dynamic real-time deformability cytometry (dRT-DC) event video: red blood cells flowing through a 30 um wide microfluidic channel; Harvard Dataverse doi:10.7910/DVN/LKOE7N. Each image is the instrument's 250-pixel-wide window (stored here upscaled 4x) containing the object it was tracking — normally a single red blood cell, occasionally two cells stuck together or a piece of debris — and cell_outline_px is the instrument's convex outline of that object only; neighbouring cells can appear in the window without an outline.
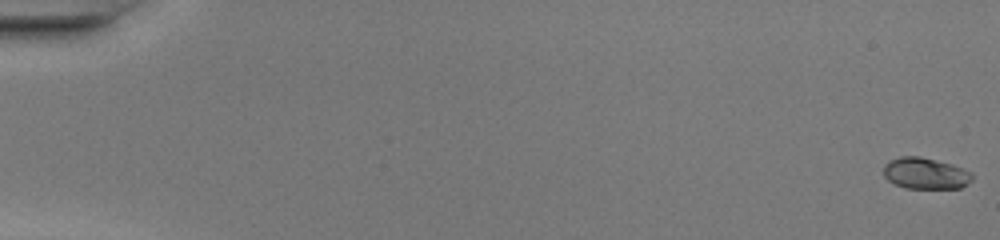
{"species": "common noctule bat (a hibernating species)", "species_latin": "Nyctalus noctula", "temperature_condition": "warm", "stored_images_in_passage": 50, "camera_frame_rate_fps": 3000, "um_per_image_px": 0.085, "animal": {"sex": "female", "body_mass_g": 20.0, "forearm_length_mm": 54.0}, "frame": {"image": 1, "passage_image": 1, "time_ms": 0.0, "image_size_px": [1000, 240], "cell_outline_px": [[972, 180], [968, 184], [960, 188], [904, 188], [888, 180], [884, 176], [884, 164], [888, 160], [900, 156], [920, 156], [952, 164], [964, 168], [972, 172]], "centroid_in_image_um": [78.67, 14.73], "position_along_channel_um": 6.3, "area_um2": 16.36}}
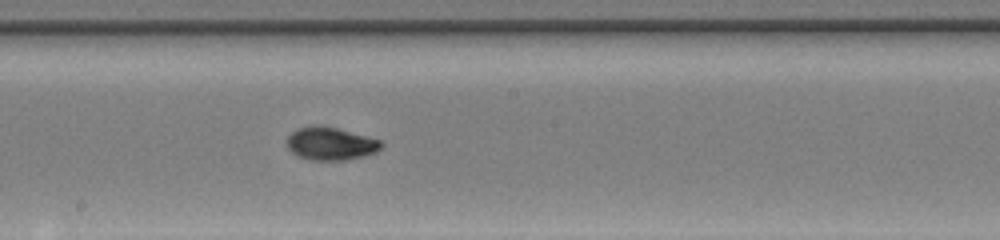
{"frame": {"image": 2, "passage_image": 29, "time_ms": 9.333, "image_size_px": [1000, 240], "cell_outline_px": [[384, 144], [376, 152], [364, 156], [344, 160], [312, 160], [296, 156], [288, 148], [288, 136], [296, 128], [316, 124], [336, 128], [380, 140]], "centroid_in_image_um": [28.08, 12.21], "position_along_channel_um": 220.1, "area_um2": 18.03}}
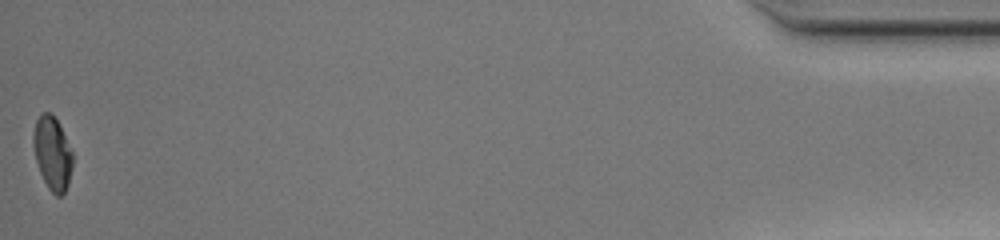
{"frame": {"image": 3, "passage_image": 50, "time_ms": 16.333, "image_size_px": [1000, 240], "cell_outline_px": [[72, 168], [68, 184], [64, 192], [60, 196], [56, 196], [48, 188], [40, 172], [36, 160], [32, 144], [32, 136], [36, 120], [44, 112], [48, 112], [56, 120], [72, 152]], "centroid_in_image_um": [4.43, 13.06], "position_along_channel_um": 430.8, "area_um2": 16.42}, "authors_computed_cell_mechanics": {"area_um2": 17.051, "velocity_mm_per_s": 4.2807, "shape_relaxation_time_tau1_ms": 5.4904, "shape_relaxation_time_tau2_ms": 0.7742, "deformation_change_tau1": 0.2259, "deformation_change_tau2": 0.037}}